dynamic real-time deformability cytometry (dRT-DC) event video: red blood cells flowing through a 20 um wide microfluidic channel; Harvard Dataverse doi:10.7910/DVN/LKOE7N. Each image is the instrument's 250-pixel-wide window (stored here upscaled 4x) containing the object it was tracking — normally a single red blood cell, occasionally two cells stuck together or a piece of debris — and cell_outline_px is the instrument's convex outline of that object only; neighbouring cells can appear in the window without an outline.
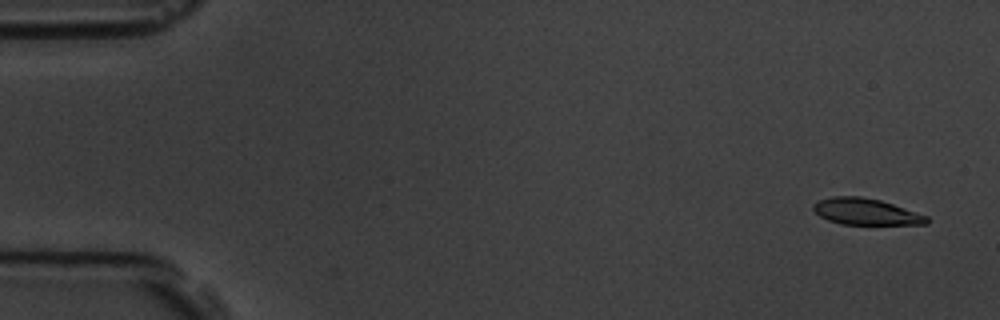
{"species": "common noctule bat (a hibernating species)", "species_latin": "Nyctalus noctula", "temperature_condition": "room temperature", "stored_images_in_passage": 57, "camera_frame_rate_fps": 3000, "um_per_image_px": 0.085, "animal": {"sex": "male", "body_mass_g": 19.5, "forearm_length_mm": 54.6}, "frame": {"image": 1, "passage_image": 3, "time_ms": 0.667, "image_size_px": [1000, 320], "cell_outline_px": [[928, 224], [840, 224], [828, 220], [820, 216], [812, 208], [812, 204], [820, 200], [832, 196], [860, 196], [880, 200], [928, 216]], "centroid_in_image_um": [73.57, 17.99], "position_along_channel_um": 11.4, "area_um2": 17.28}}
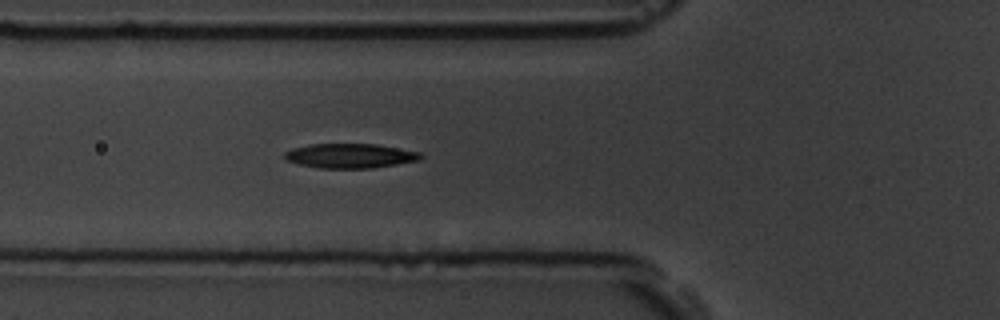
{"frame": {"image": 2, "passage_image": 21, "time_ms": 6.667, "image_size_px": [1000, 320], "cell_outline_px": [[424, 156], [420, 160], [372, 168], [320, 168], [300, 164], [288, 160], [284, 156], [284, 152], [292, 148], [312, 144], [376, 144], [420, 152]], "centroid_in_image_um": [29.78, 13.24], "position_along_channel_um": 96.0, "area_um2": 19.31}}
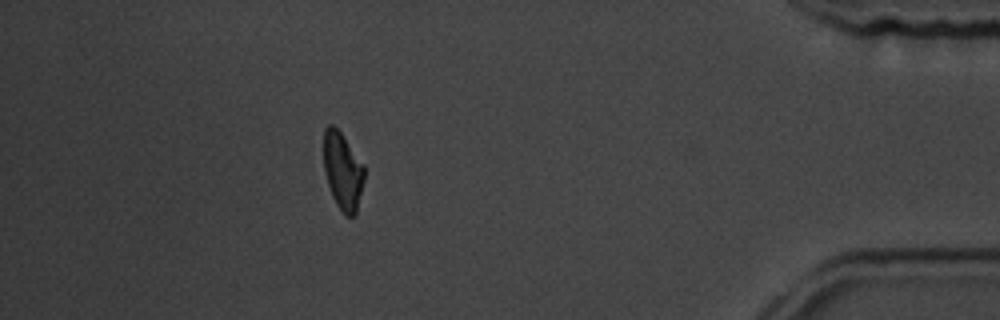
{"frame": {"image": 3, "passage_image": 51, "time_ms": 16.667, "image_size_px": [1000, 320], "cell_outline_px": [[364, 180], [356, 216], [344, 216], [336, 204], [332, 196], [328, 184], [324, 168], [324, 128], [328, 124], [332, 124], [340, 132], [364, 164]], "centroid_in_image_um": [29.14, 14.57], "position_along_channel_um": 406.1, "area_um2": 18.38}, "authors_computed_cell_mechanics": {"area_um2": 19.2474, "velocity_mm_per_s": 3.5943, "shape_relaxation_time_tau1_ms": 3.0988, "shape_relaxation_time_tau2_ms": null, "deformation_change_tau1": 0.1312, "deformation_change_tau2": null}}